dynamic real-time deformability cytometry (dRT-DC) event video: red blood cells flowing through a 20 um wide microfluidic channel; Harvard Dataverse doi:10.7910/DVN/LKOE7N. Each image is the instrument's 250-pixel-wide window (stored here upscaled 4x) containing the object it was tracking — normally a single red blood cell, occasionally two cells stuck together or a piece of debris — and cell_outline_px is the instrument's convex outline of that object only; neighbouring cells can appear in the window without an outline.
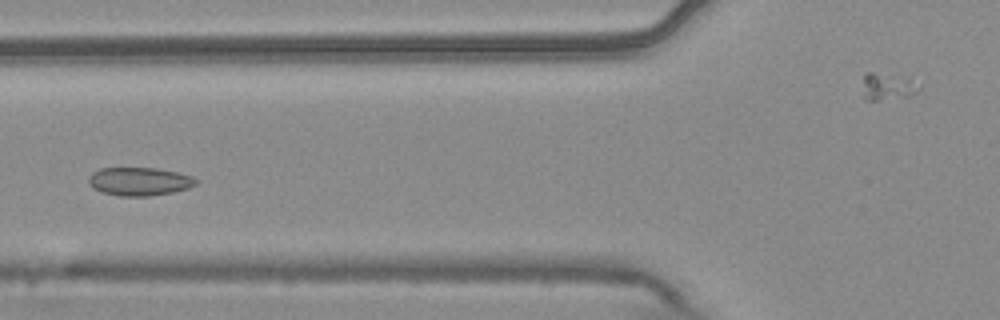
{"species": "common noctule bat (a hibernating species)", "species_latin": "Nyctalus noctula", "temperature_condition": "warm", "stored_images_in_passage": 7, "camera_frame_rate_fps": 3000, "um_per_image_px": 0.085, "animal": {"sex": "male", "body_mass_g": 20.4}, "frame": {"image": 1, "passage_image": 6, "time_ms": 1.667, "image_size_px": [1000, 320], "cell_outline_px": [[200, 180], [196, 184], [188, 188], [172, 192], [148, 196], [120, 196], [100, 192], [92, 188], [88, 184], [88, 176], [92, 172], [100, 168], [156, 168], [176, 172], [192, 176]], "centroid_in_image_um": [11.81, 15.42], "position_along_channel_um": 114.0, "area_um2": 17.86}}